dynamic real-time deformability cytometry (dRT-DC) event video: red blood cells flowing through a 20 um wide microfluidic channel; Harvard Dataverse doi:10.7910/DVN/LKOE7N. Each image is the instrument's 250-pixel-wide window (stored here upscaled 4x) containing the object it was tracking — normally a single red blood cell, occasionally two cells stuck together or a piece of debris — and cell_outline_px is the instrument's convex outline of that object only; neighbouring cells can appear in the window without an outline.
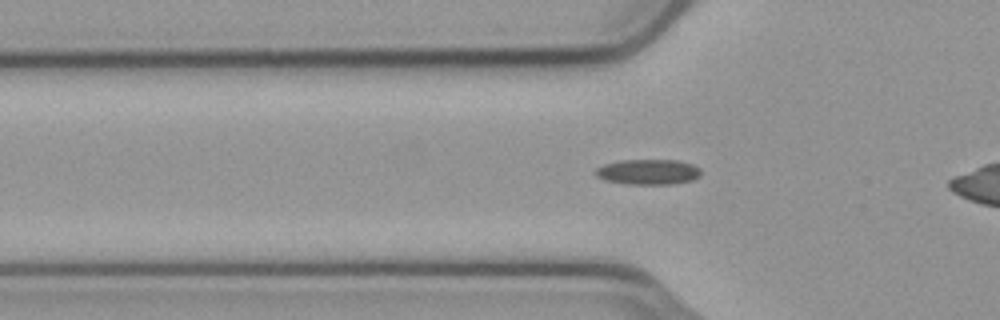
{"species": "common noctule bat (a hibernating species)", "species_latin": "Nyctalus noctula", "temperature_condition": "cold", "stored_images_in_passage": 33, "camera_frame_rate_fps": 3000, "um_per_image_px": 0.085, "animal": {"sex": "male", "body_mass_g": 23.1, "forearm_length_mm": 52.7}, "frame": {"image": 1, "passage_image": 11, "time_ms": 3.333, "image_size_px": [1000, 320], "cell_outline_px": [[700, 176], [692, 180], [672, 184], [628, 184], [604, 180], [596, 176], [596, 168], [604, 164], [620, 160], [680, 160], [692, 164], [700, 168]], "centroid_in_image_um": [55.1, 14.61], "position_along_channel_um": 70.7, "area_um2": 15.61}}
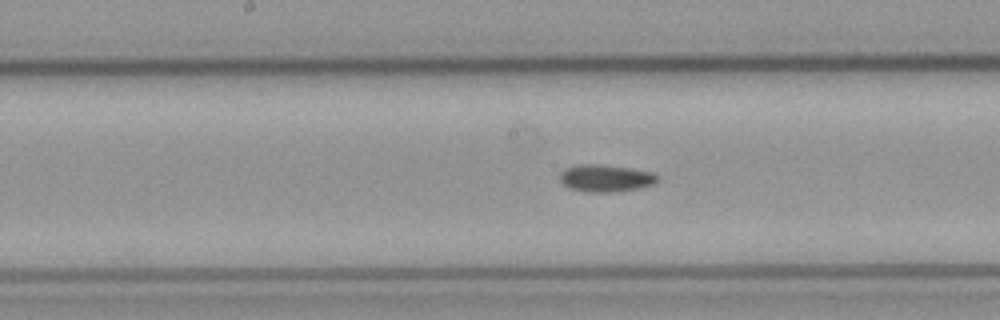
{"frame": {"image": 2, "passage_image": 21, "time_ms": 6.667, "image_size_px": [1000, 320], "cell_outline_px": [[660, 180], [652, 184], [636, 188], [612, 192], [584, 192], [568, 188], [560, 180], [560, 172], [568, 168], [580, 164], [600, 164], [628, 168], [652, 172], [660, 176]], "centroid_in_image_um": [51.48, 15.15], "position_along_channel_um": 196.7, "area_um2": 15.37}}
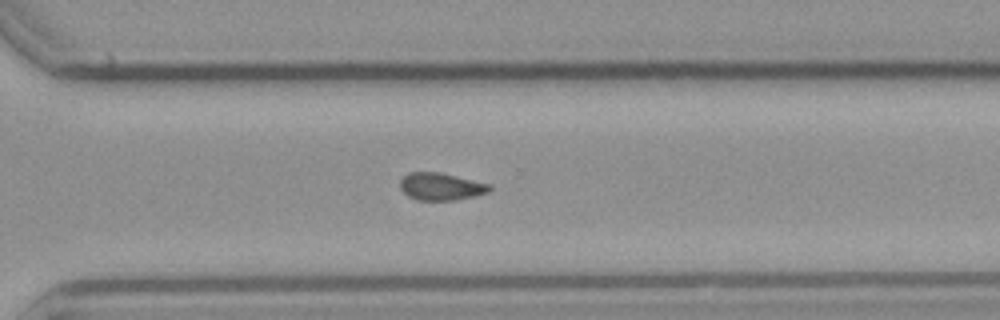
{"frame": {"image": 3, "passage_image": 32, "time_ms": 10.333, "image_size_px": [1000, 320], "cell_outline_px": [[492, 188], [488, 192], [456, 200], [416, 200], [408, 196], [400, 188], [400, 180], [408, 172], [440, 172], [492, 184]], "centroid_in_image_um": [37.48, 15.85], "position_along_channel_um": 333.1, "area_um2": 14.33}}